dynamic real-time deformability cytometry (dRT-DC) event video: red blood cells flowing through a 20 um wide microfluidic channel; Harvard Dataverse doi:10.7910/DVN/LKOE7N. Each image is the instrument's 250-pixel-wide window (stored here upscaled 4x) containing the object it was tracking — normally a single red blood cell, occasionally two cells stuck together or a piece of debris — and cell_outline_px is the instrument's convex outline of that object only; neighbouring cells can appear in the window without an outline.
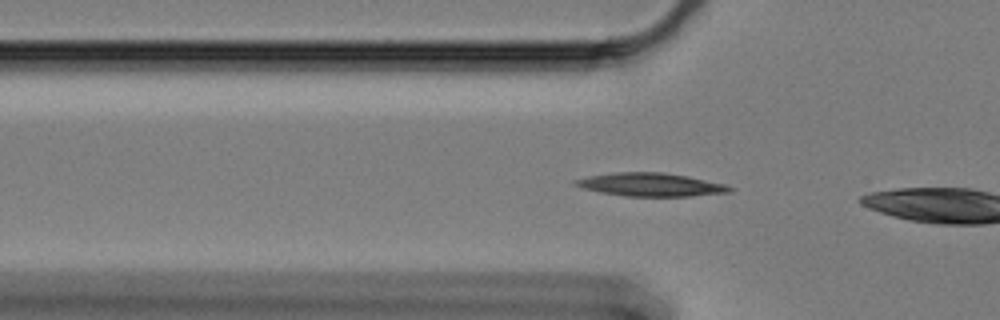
{"species": "Egyptian fruit bat (a non-hibernating species)", "species_latin": "Rousettus aegyptiacus", "temperature_condition": "cold", "stored_images_in_passage": 12, "camera_frame_rate_fps": 3000, "um_per_image_px": 0.085, "animal": {"sex": "female"}, "frame": {"image": 1, "passage_image": 9, "time_ms": 2.667, "image_size_px": [1000, 320], "cell_outline_px": [[732, 192], [692, 196], [624, 196], [600, 192], [584, 188], [572, 184], [572, 180], [588, 176], [616, 172], [664, 172], [688, 176], [724, 184], [732, 188]], "centroid_in_image_um": [55.28, 15.69], "position_along_channel_um": 70.5, "area_um2": 20.92}}